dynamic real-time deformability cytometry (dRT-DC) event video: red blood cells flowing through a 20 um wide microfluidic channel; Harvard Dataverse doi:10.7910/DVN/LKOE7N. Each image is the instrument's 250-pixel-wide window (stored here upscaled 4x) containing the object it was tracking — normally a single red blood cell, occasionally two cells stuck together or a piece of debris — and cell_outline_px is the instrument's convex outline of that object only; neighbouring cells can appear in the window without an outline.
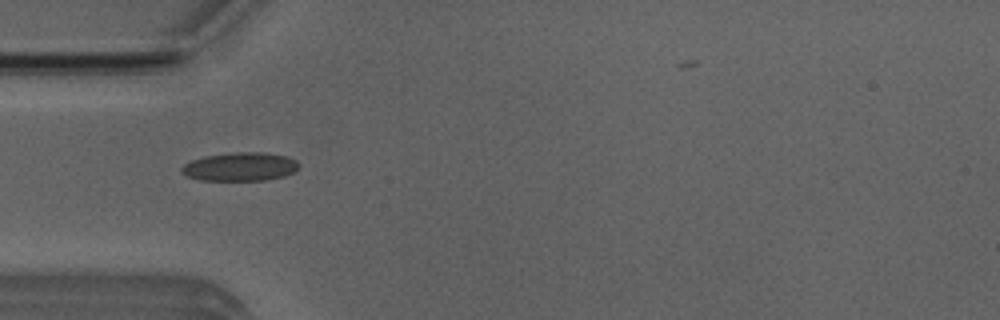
{"species": "Egyptian fruit bat (a non-hibernating species)", "species_latin": "Rousettus aegyptiacus", "temperature_condition": "room temperature", "stored_images_in_passage": 4, "camera_frame_rate_fps": 3000, "um_per_image_px": 0.085, "animal": {"sex": "male"}, "frame": {"image": 1, "passage_image": 4, "time_ms": 3.667, "image_size_px": [1000, 320], "cell_outline_px": [[300, 164], [292, 172], [284, 176], [264, 180], [200, 180], [188, 176], [180, 172], [180, 168], [184, 164], [192, 160], [204, 156], [236, 152], [264, 152], [288, 156], [296, 160]], "centroid_in_image_um": [20.4, 14.16], "position_along_channel_um": 64.6, "area_um2": 19.48}}